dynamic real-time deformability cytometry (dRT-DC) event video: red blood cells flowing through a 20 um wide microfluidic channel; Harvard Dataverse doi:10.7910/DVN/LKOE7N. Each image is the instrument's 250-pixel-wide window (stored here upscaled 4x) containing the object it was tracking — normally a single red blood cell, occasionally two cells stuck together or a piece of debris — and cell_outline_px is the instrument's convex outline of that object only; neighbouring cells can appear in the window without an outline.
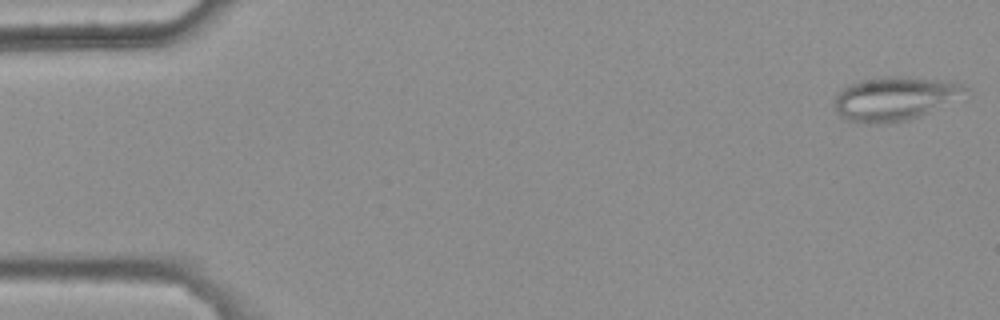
{"species": "common noctule bat (a hibernating species)", "species_latin": "Nyctalus noctula", "temperature_condition": "warm", "stored_images_in_passage": 10, "camera_frame_rate_fps": 3000, "um_per_image_px": 0.085, "animal": {"sex": "female", "body_mass_g": 25.1}, "frame": {"image": 1, "passage_image": 1, "time_ms": 0.0, "image_size_px": [1000, 320], "cell_outline_px": [[968, 100], [904, 120], [880, 124], [864, 124], [844, 120], [840, 116], [832, 104], [836, 92], [840, 88], [848, 84], [860, 80], [884, 76], [908, 76], [948, 80], [960, 84], [968, 88]], "centroid_in_image_um": [76.12, 8.37], "position_along_channel_um": 8.9, "area_um2": 34.91}}